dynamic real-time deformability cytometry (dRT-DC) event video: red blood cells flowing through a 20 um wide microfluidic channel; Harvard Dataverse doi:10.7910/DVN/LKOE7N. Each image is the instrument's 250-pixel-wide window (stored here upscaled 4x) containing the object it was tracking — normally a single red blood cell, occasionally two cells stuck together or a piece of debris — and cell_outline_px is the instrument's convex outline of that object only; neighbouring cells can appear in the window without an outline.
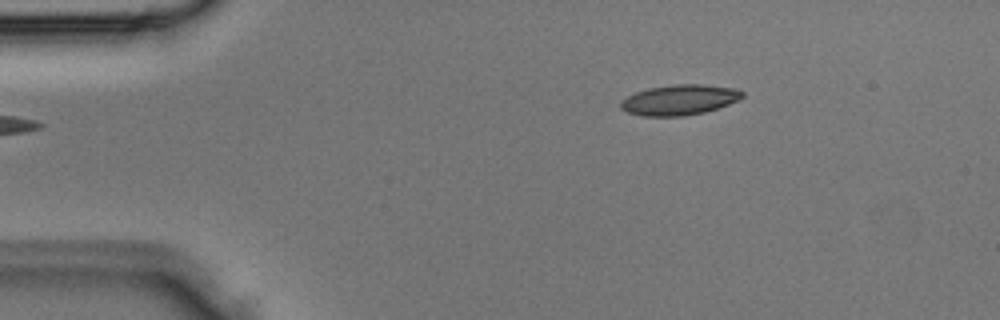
{"species": "Egyptian fruit bat (a non-hibernating species)", "species_latin": "Rousettus aegyptiacus", "temperature_condition": "room temperature", "stored_images_in_passage": 4, "camera_frame_rate_fps": 3000, "um_per_image_px": 0.085, "animal": {"sex": "male"}, "frame": {"image": 1, "passage_image": 4, "time_ms": 1.0, "image_size_px": [1000, 320], "cell_outline_px": [[744, 96], [740, 100], [704, 112], [684, 116], [640, 116], [628, 112], [620, 108], [620, 100], [636, 92], [648, 88], [676, 84], [704, 84], [736, 88], [744, 92]], "centroid_in_image_um": [57.76, 8.48], "position_along_channel_um": 27.2, "area_um2": 21.62}}